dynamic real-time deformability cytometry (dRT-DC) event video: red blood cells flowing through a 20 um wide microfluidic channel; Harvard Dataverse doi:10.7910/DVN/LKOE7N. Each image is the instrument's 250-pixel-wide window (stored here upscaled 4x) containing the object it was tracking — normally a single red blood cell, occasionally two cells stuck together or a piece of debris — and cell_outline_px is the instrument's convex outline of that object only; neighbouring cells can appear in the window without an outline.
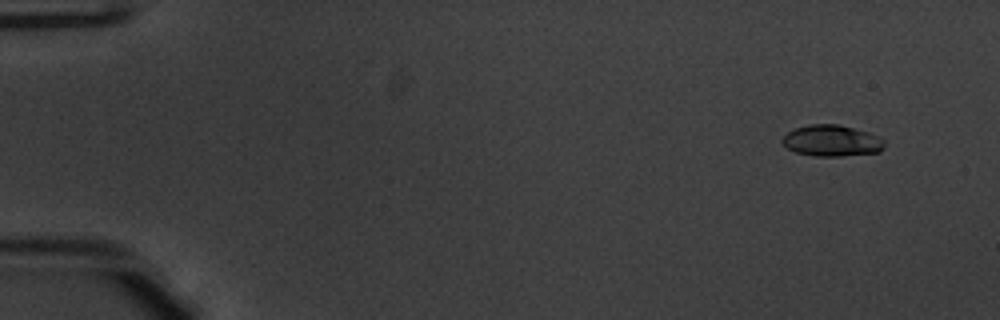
{"species": "common noctule bat (a hibernating species)", "species_latin": "Nyctalus noctula", "temperature_condition": "warm", "stored_images_in_passage": 50, "camera_frame_rate_fps": 3000, "um_per_image_px": 0.085, "animal": {"sex": "male", "body_mass_g": 20.1, "forearm_length_mm": 53.5}, "frame": {"image": 1, "passage_image": 2, "time_ms": 0.333, "image_size_px": [1000, 320], "cell_outline_px": [[884, 148], [880, 152], [840, 156], [816, 156], [796, 152], [788, 148], [780, 140], [788, 132], [796, 128], [808, 124], [840, 124], [868, 132], [884, 140]], "centroid_in_image_um": [70.7, 11.95], "position_along_channel_um": 14.3, "area_um2": 18.55}}
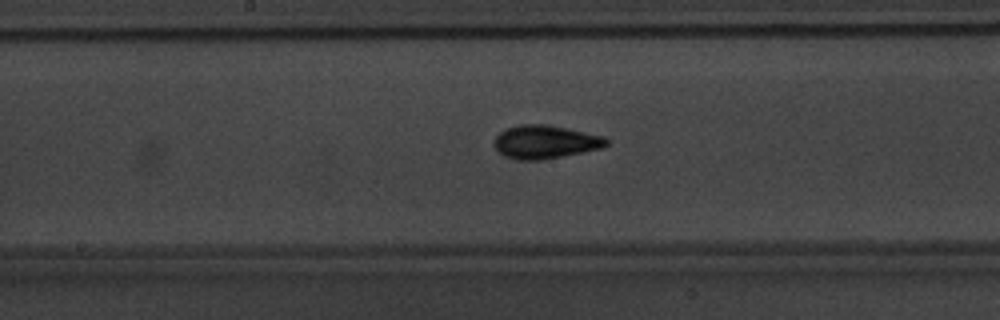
{"frame": {"image": 2, "passage_image": 26, "time_ms": 8.333, "image_size_px": [1000, 320], "cell_outline_px": [[608, 144], [604, 148], [540, 160], [516, 160], [504, 156], [492, 144], [496, 136], [504, 128], [520, 124], [548, 124], [604, 136], [608, 140]], "centroid_in_image_um": [46.33, 12.06], "position_along_channel_um": 201.9, "area_um2": 21.96}}
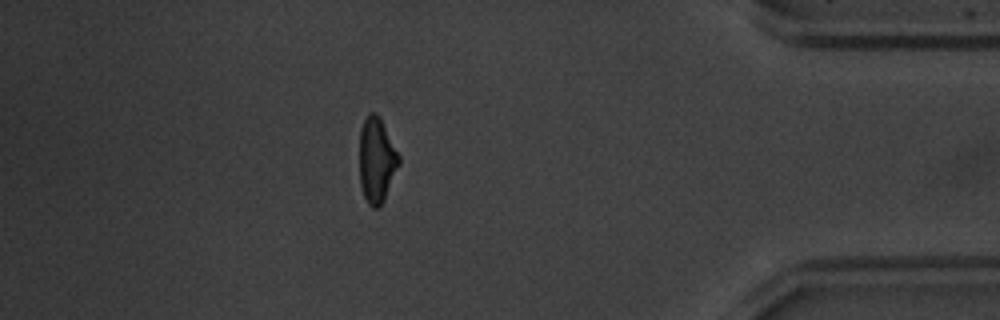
{"frame": {"image": 3, "passage_image": 44, "time_ms": 14.333, "image_size_px": [1000, 320], "cell_outline_px": [[400, 164], [384, 200], [376, 208], [372, 208], [368, 204], [364, 196], [360, 184], [360, 128], [368, 112], [376, 112], [380, 116], [400, 156]], "centroid_in_image_um": [32.02, 13.58], "position_along_channel_um": 403.2, "area_um2": 19.71}, "authors_computed_cell_mechanics": {"area_um2": 19.5364, "velocity_mm_per_s": 3.9612, "shape_relaxation_time_tau1_ms": 2.9787, "shape_relaxation_time_tau2_ms": 1.2061, "deformation_change_tau1": 0.1595, "deformation_change_tau2": 0.0672}}